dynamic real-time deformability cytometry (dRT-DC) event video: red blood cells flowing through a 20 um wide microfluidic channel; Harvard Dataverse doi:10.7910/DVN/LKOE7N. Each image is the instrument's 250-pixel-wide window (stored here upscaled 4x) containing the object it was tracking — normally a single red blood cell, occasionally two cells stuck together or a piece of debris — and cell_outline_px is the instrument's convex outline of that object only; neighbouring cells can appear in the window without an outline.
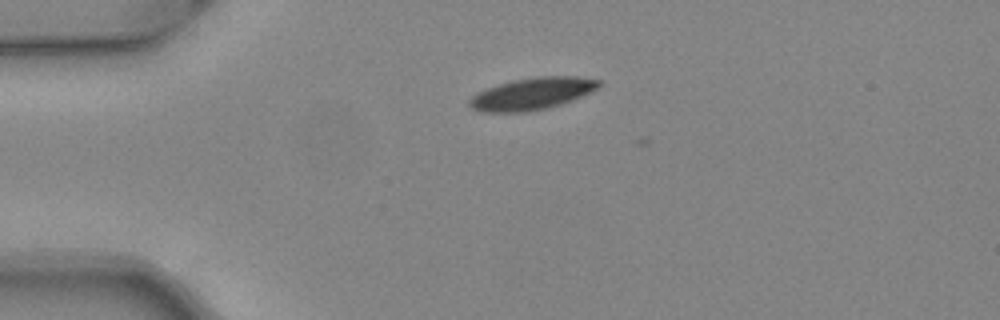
{"species": "common noctule bat (a hibernating species)", "species_latin": "Nyctalus noctula", "temperature_condition": "warm", "stored_images_in_passage": 7, "camera_frame_rate_fps": 3000, "um_per_image_px": 0.085, "animal": {"sex": "female", "body_mass_g": 24.6, "forearm_length_mm": 56.2}, "frame": {"image": 1, "passage_image": 1, "time_ms": 0.0, "image_size_px": [1000, 320], "cell_outline_px": [[600, 88], [572, 100], [560, 104], [544, 108], [524, 112], [484, 112], [472, 108], [468, 104], [468, 100], [472, 96], [488, 88], [512, 80], [536, 76], [576, 76], [600, 80]], "centroid_in_image_um": [45.25, 7.95], "position_along_channel_um": 39.8, "area_um2": 23.93}}
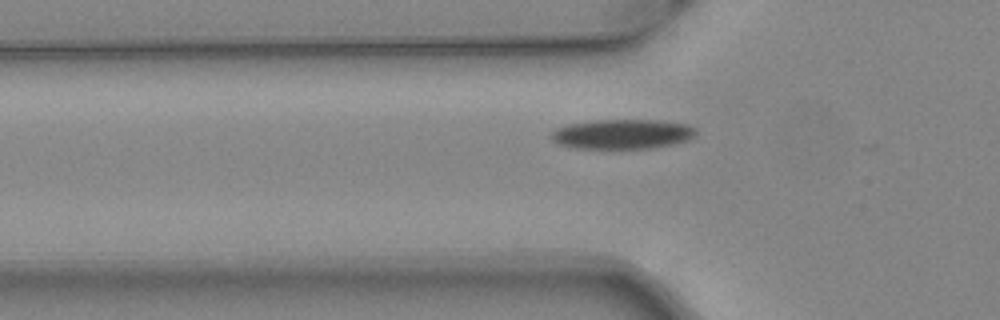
{"frame": {"image": 2, "passage_image": 6, "time_ms": 1.667, "image_size_px": [1000, 320], "cell_outline_px": [[696, 136], [688, 140], [676, 144], [652, 148], [572, 148], [556, 144], [552, 140], [552, 132], [556, 128], [568, 124], [596, 120], [660, 120], [688, 124], [696, 128]], "centroid_in_image_um": [52.93, 11.4], "position_along_channel_um": 72.9, "area_um2": 25.32}}